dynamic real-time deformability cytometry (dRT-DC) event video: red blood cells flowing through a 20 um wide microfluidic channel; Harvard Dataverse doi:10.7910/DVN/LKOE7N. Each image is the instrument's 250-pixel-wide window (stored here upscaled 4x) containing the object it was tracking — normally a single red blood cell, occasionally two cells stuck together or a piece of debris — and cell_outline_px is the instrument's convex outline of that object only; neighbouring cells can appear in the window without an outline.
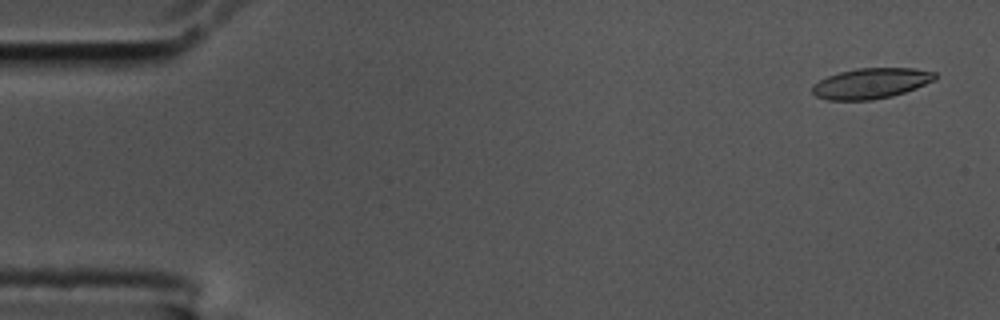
{"species": "common noctule bat (a hibernating species)", "species_latin": "Nyctalus noctula", "temperature_condition": "cold", "stored_images_in_passage": 58, "camera_frame_rate_fps": 3000, "um_per_image_px": 0.085, "animal": {"sex": "male", "body_mass_g": 17.5, "forearm_length_mm": 52.3}, "frame": {"image": 1, "passage_image": 3, "time_ms": 0.667, "image_size_px": [1000, 320], "cell_outline_px": [[936, 80], [916, 88], [892, 96], [872, 100], [828, 100], [816, 96], [812, 92], [812, 84], [828, 76], [840, 72], [856, 68], [912, 68], [936, 72]], "centroid_in_image_um": [74.04, 7.08], "position_along_channel_um": 11.0, "area_um2": 21.85}}
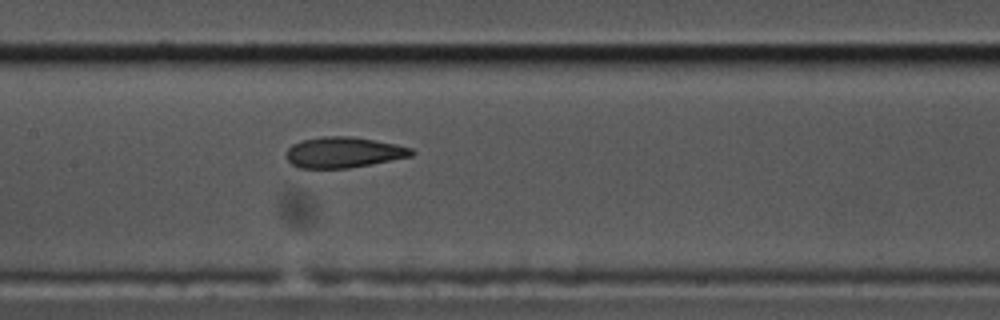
{"frame": {"image": 2, "passage_image": 28, "time_ms": 9.0, "image_size_px": [1000, 320], "cell_outline_px": [[416, 152], [412, 156], [372, 164], [348, 168], [300, 168], [292, 164], [284, 156], [288, 148], [292, 144], [304, 140], [324, 136], [352, 136], [396, 144], [412, 148]], "centroid_in_image_um": [29.21, 12.95], "position_along_channel_um": 178.2, "area_um2": 22.48}}
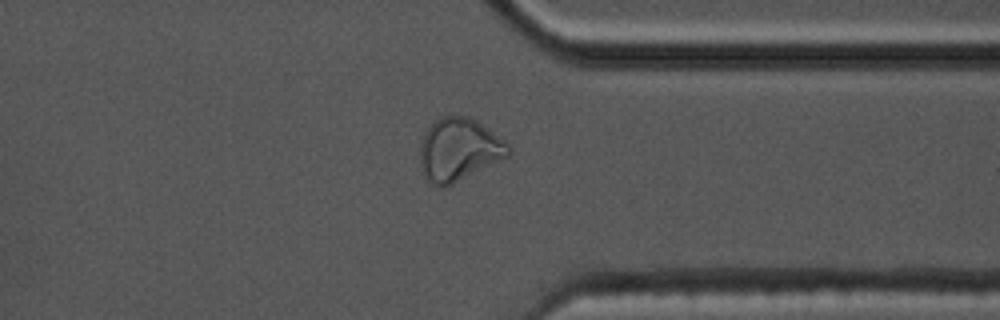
{"frame": {"image": 3, "passage_image": 45, "time_ms": 14.667, "image_size_px": [1000, 320], "cell_outline_px": [[512, 152], [508, 156], [444, 188], [432, 184], [428, 180], [420, 164], [420, 140], [424, 132], [436, 120], [444, 116], [468, 116], [476, 120], [504, 140], [512, 148]], "centroid_in_image_um": [39.0, 12.71], "position_along_channel_um": 372.4, "area_um2": 32.08}, "authors_computed_cell_mechanics": {"area_um2": 23.0622, "velocity_mm_per_s": 3.4742, "shape_relaxation_time_tau1_ms": null, "shape_relaxation_time_tau2_ms": 2.3303, "deformation_change_tau1": null, "deformation_change_tau2": 0.093}}